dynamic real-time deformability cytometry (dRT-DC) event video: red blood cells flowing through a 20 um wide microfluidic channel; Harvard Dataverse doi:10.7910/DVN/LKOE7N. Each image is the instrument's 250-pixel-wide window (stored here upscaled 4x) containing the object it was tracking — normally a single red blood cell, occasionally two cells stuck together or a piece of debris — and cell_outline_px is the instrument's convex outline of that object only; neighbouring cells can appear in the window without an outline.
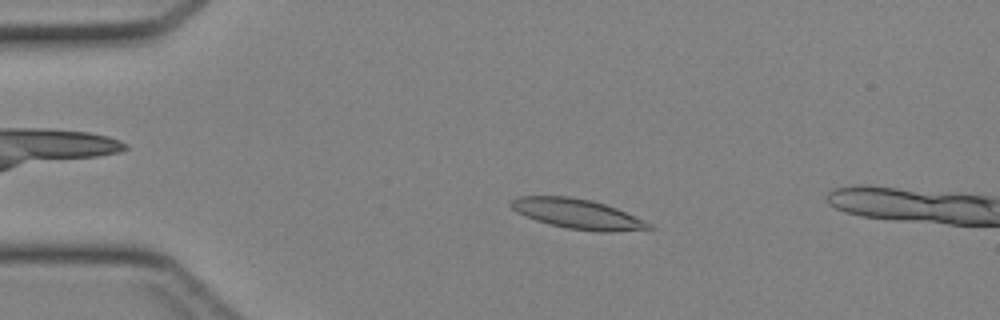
{"species": "Egyptian fruit bat (a non-hibernating species)", "species_latin": "Rousettus aegyptiacus", "temperature_condition": "cold", "stored_images_in_passage": 12, "camera_frame_rate_fps": 3000, "um_per_image_px": 0.085, "animal": {"sex": "female"}, "frame": {"image": 1, "passage_image": 10, "time_ms": 3.0, "image_size_px": [1000, 320], "cell_outline_px": [[656, 228], [608, 232], [596, 232], [568, 228], [536, 220], [516, 212], [508, 204], [512, 200], [520, 196], [568, 196], [592, 200], [616, 208], [652, 224]], "centroid_in_image_um": [49.08, 18.18], "position_along_channel_um": 35.9, "area_um2": 23.76}}